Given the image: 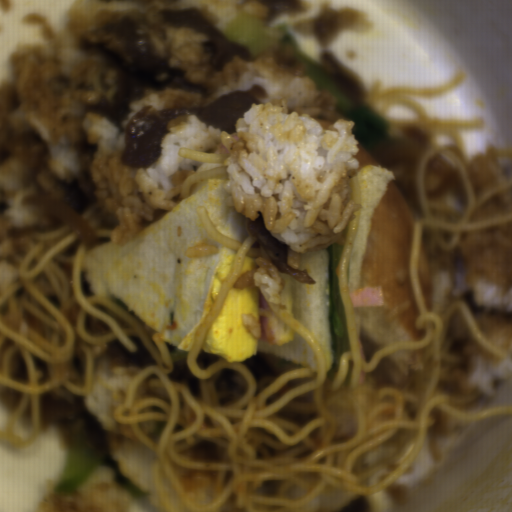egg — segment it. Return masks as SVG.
Instances as JSON below:
<instances>
[{"label":"egg","mask_w":512,"mask_h":512,"mask_svg":"<svg viewBox=\"0 0 512 512\" xmlns=\"http://www.w3.org/2000/svg\"><path fill=\"white\" fill-rule=\"evenodd\" d=\"M258 289L237 284L203 335L202 349L224 361H239L261 350Z\"/></svg>","instance_id":"d2b9013d"}]
</instances>
